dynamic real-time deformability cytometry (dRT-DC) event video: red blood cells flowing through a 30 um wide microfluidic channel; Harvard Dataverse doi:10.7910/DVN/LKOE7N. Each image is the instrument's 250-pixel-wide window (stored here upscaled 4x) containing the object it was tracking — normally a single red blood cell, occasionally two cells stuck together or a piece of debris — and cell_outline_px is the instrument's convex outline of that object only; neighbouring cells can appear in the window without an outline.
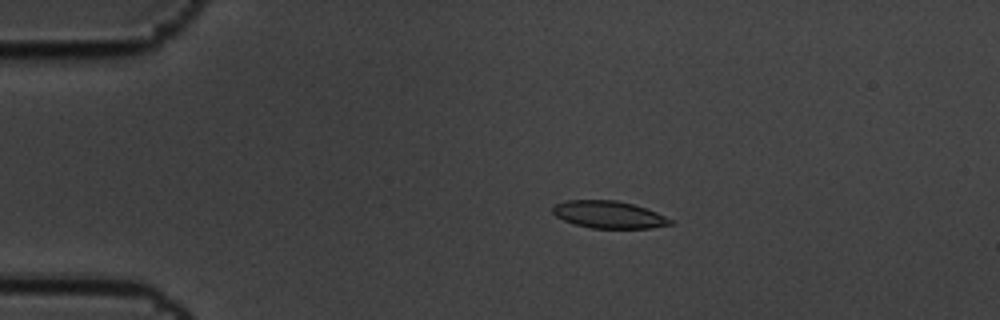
{"species": "common noctule bat (a hibernating species)", "species_latin": "Nyctalus noctula", "temperature_condition": "cold", "stored_images_in_passage": 8, "camera_frame_rate_fps": 3000, "um_per_image_px": 0.085, "animal": {"sex": "male", "body_mass_g": 19.5, "forearm_length_mm": 54.6}, "frame": {"image": 1, "passage_image": 2, "time_ms": 0.333, "image_size_px": [1000, 320], "cell_outline_px": [[672, 224], [652, 228], [592, 228], [576, 224], [564, 220], [556, 216], [552, 212], [552, 208], [556, 204], [564, 200], [616, 200], [632, 204], [656, 212], [672, 220]], "centroid_in_image_um": [51.73, 18.24], "position_along_channel_um": 33.3, "area_um2": 18.5}}
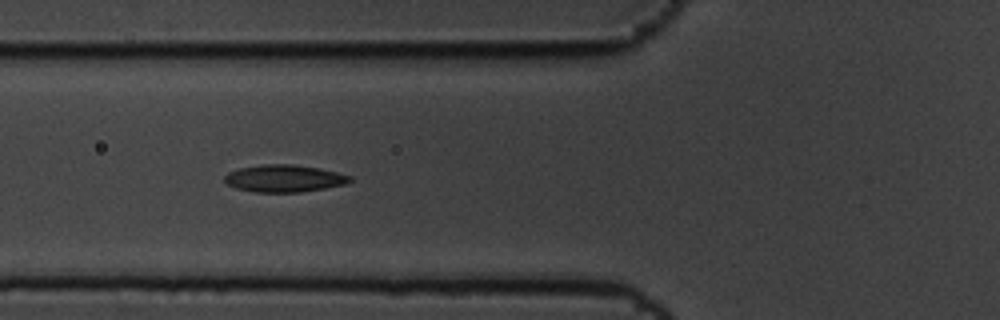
{"frame": {"image": 2, "passage_image": 5, "time_ms": 1.333, "image_size_px": [1000, 320], "cell_outline_px": [[352, 180], [348, 184], [300, 192], [256, 192], [236, 188], [228, 184], [224, 180], [224, 176], [228, 172], [240, 168], [264, 164], [292, 164], [320, 168], [352, 176]], "centroid_in_image_um": [24.18, 15.16], "position_along_channel_um": 101.6, "area_um2": 19.88}}
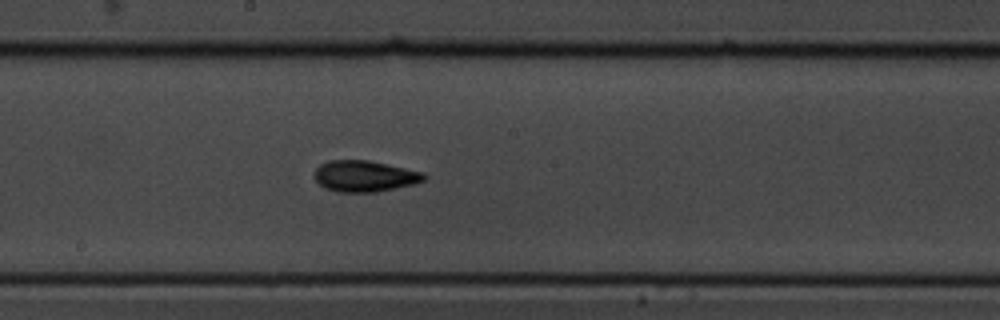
{"frame": {"image": 3, "passage_image": 8, "time_ms": 2.333, "image_size_px": [1000, 320], "cell_outline_px": [[428, 176], [424, 180], [412, 184], [396, 188], [376, 192], [340, 192], [324, 188], [316, 180], [316, 168], [320, 164], [328, 160], [368, 160], [424, 172]], "centroid_in_image_um": [31.01, 14.97], "position_along_channel_um": 217.2, "area_um2": 19.83}}